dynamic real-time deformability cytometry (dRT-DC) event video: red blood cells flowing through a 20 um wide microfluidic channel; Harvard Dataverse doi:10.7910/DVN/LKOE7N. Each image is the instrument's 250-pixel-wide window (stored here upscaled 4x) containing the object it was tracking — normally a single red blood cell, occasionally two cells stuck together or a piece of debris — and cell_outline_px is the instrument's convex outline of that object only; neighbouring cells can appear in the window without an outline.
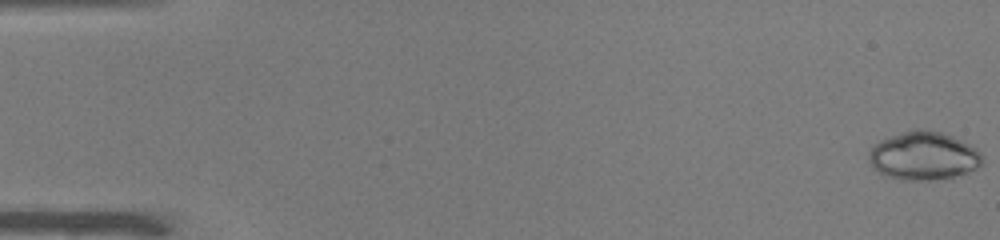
{"species": "common noctule bat (a hibernating species)", "species_latin": "Nyctalus noctula", "temperature_condition": "warm", "stored_images_in_passage": 51, "camera_frame_rate_fps": 3000, "um_per_image_px": 0.085, "animal": {"sex": "male", "body_mass_g": 19.0, "forearm_length_mm": 50.8}, "frame": {"image": 1, "passage_image": 1, "time_ms": 0.0, "image_size_px": [1000, 240], "cell_outline_px": [[984, 164], [968, 172], [952, 176], [932, 180], [904, 180], [884, 176], [872, 168], [868, 160], [868, 152], [880, 140], [916, 128], [940, 132], [952, 136], [976, 148], [980, 152], [984, 160]], "centroid_in_image_um": [78.49, 13.26], "position_along_channel_um": 6.5, "area_um2": 31.91}}
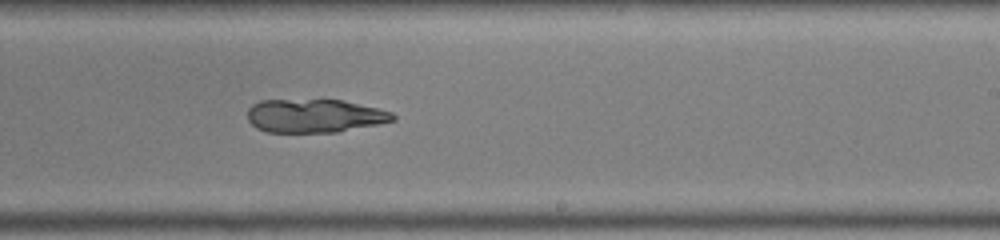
{"frame": {"image": 2, "passage_image": 32, "time_ms": 10.333, "image_size_px": [1000, 240], "cell_outline_px": [[396, 120], [336, 132], [268, 132], [256, 128], [248, 120], [248, 108], [252, 104], [260, 100], [340, 100], [376, 108], [392, 112], [396, 116]], "centroid_in_image_um": [26.7, 9.84], "position_along_channel_um": 262.3, "area_um2": 28.09}}
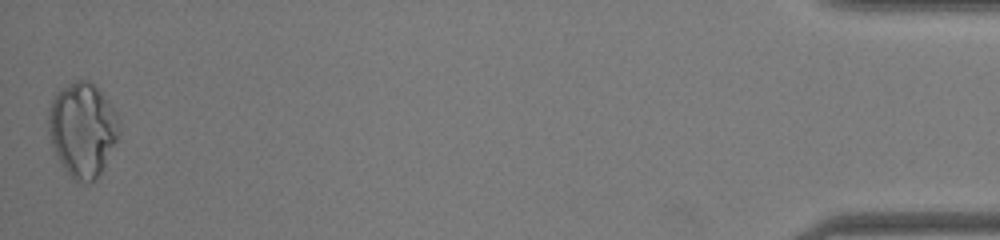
{"frame": {"image": 3, "passage_image": 51, "time_ms": 16.667, "image_size_px": [1000, 240], "cell_outline_px": [[120, 132], [104, 168], [96, 180], [88, 184], [72, 180], [60, 164], [52, 148], [48, 132], [48, 112], [52, 100], [56, 92], [76, 80], [88, 80], [104, 96], [112, 108], [116, 116]], "centroid_in_image_um": [6.98, 11.08], "position_along_channel_um": 428.2, "area_um2": 38.84}}